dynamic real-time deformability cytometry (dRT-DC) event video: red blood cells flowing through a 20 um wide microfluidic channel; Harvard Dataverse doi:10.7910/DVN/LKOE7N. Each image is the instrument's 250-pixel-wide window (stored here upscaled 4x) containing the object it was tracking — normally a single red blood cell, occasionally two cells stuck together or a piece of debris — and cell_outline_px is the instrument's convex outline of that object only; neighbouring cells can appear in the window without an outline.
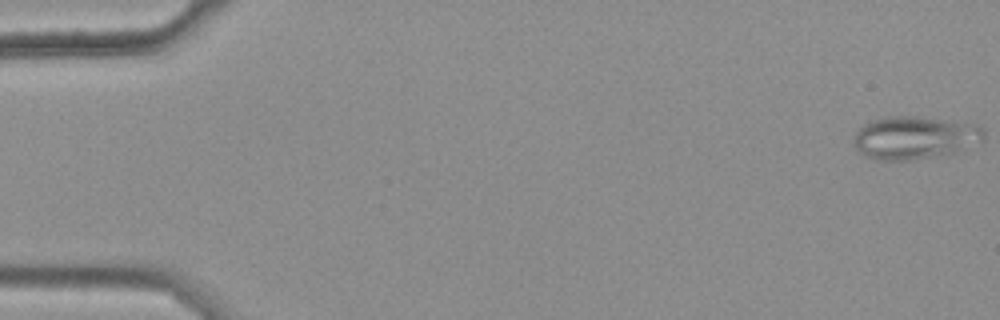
{"species": "common noctule bat (a hibernating species)", "species_latin": "Nyctalus noctula", "temperature_condition": "warm", "stored_images_in_passage": 3, "camera_frame_rate_fps": 3000, "um_per_image_px": 0.085, "animal": {"sex": "female", "body_mass_g": 25.1}, "frame": {"image": 1, "passage_image": 1, "time_ms": 0.0, "image_size_px": [1000, 320], "cell_outline_px": [[984, 140], [952, 152], [912, 160], [876, 160], [864, 156], [856, 148], [852, 140], [856, 132], [864, 124], [872, 120], [884, 116], [916, 116], [976, 124], [984, 128]], "centroid_in_image_um": [77.7, 11.69], "position_along_channel_um": 7.3, "area_um2": 32.37}}